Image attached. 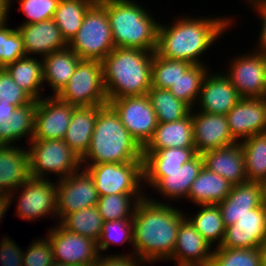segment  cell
<instances>
[{
    "instance_id": "obj_57",
    "label": "cell",
    "mask_w": 266,
    "mask_h": 266,
    "mask_svg": "<svg viewBox=\"0 0 266 266\" xmlns=\"http://www.w3.org/2000/svg\"><path fill=\"white\" fill-rule=\"evenodd\" d=\"M5 146V144L2 142L1 138H0V147Z\"/></svg>"
},
{
    "instance_id": "obj_43",
    "label": "cell",
    "mask_w": 266,
    "mask_h": 266,
    "mask_svg": "<svg viewBox=\"0 0 266 266\" xmlns=\"http://www.w3.org/2000/svg\"><path fill=\"white\" fill-rule=\"evenodd\" d=\"M130 242L133 245L132 219H121L117 221H105L103 223L101 236L97 242L98 251L104 252L109 249L110 244Z\"/></svg>"
},
{
    "instance_id": "obj_2",
    "label": "cell",
    "mask_w": 266,
    "mask_h": 266,
    "mask_svg": "<svg viewBox=\"0 0 266 266\" xmlns=\"http://www.w3.org/2000/svg\"><path fill=\"white\" fill-rule=\"evenodd\" d=\"M231 20L234 19L219 18V16L217 18L181 16L170 26L159 22L155 53L168 59L204 64L200 56L214 45L217 38L225 34L224 32L231 27Z\"/></svg>"
},
{
    "instance_id": "obj_38",
    "label": "cell",
    "mask_w": 266,
    "mask_h": 266,
    "mask_svg": "<svg viewBox=\"0 0 266 266\" xmlns=\"http://www.w3.org/2000/svg\"><path fill=\"white\" fill-rule=\"evenodd\" d=\"M207 67V68H206ZM209 66L192 64L180 78L169 88L170 92L179 100L196 111L203 79L208 74Z\"/></svg>"
},
{
    "instance_id": "obj_53",
    "label": "cell",
    "mask_w": 266,
    "mask_h": 266,
    "mask_svg": "<svg viewBox=\"0 0 266 266\" xmlns=\"http://www.w3.org/2000/svg\"><path fill=\"white\" fill-rule=\"evenodd\" d=\"M177 266H212L211 263H177Z\"/></svg>"
},
{
    "instance_id": "obj_56",
    "label": "cell",
    "mask_w": 266,
    "mask_h": 266,
    "mask_svg": "<svg viewBox=\"0 0 266 266\" xmlns=\"http://www.w3.org/2000/svg\"><path fill=\"white\" fill-rule=\"evenodd\" d=\"M51 266H71V265L54 262Z\"/></svg>"
},
{
    "instance_id": "obj_34",
    "label": "cell",
    "mask_w": 266,
    "mask_h": 266,
    "mask_svg": "<svg viewBox=\"0 0 266 266\" xmlns=\"http://www.w3.org/2000/svg\"><path fill=\"white\" fill-rule=\"evenodd\" d=\"M240 144L247 180L261 183L266 179V132L248 137Z\"/></svg>"
},
{
    "instance_id": "obj_14",
    "label": "cell",
    "mask_w": 266,
    "mask_h": 266,
    "mask_svg": "<svg viewBox=\"0 0 266 266\" xmlns=\"http://www.w3.org/2000/svg\"><path fill=\"white\" fill-rule=\"evenodd\" d=\"M57 224L54 228L50 227L51 230L46 235L53 249L54 262L71 266H91L100 255L97 242Z\"/></svg>"
},
{
    "instance_id": "obj_50",
    "label": "cell",
    "mask_w": 266,
    "mask_h": 266,
    "mask_svg": "<svg viewBox=\"0 0 266 266\" xmlns=\"http://www.w3.org/2000/svg\"><path fill=\"white\" fill-rule=\"evenodd\" d=\"M15 109L16 106L11 103H0V124L7 122Z\"/></svg>"
},
{
    "instance_id": "obj_42",
    "label": "cell",
    "mask_w": 266,
    "mask_h": 266,
    "mask_svg": "<svg viewBox=\"0 0 266 266\" xmlns=\"http://www.w3.org/2000/svg\"><path fill=\"white\" fill-rule=\"evenodd\" d=\"M6 23H0V68L26 57L19 31L16 28H9Z\"/></svg>"
},
{
    "instance_id": "obj_5",
    "label": "cell",
    "mask_w": 266,
    "mask_h": 266,
    "mask_svg": "<svg viewBox=\"0 0 266 266\" xmlns=\"http://www.w3.org/2000/svg\"><path fill=\"white\" fill-rule=\"evenodd\" d=\"M97 1L107 11L115 48L155 52L159 22L145 7L132 0Z\"/></svg>"
},
{
    "instance_id": "obj_37",
    "label": "cell",
    "mask_w": 266,
    "mask_h": 266,
    "mask_svg": "<svg viewBox=\"0 0 266 266\" xmlns=\"http://www.w3.org/2000/svg\"><path fill=\"white\" fill-rule=\"evenodd\" d=\"M145 196V194H111L100 196L96 207L104 222L132 219L138 202Z\"/></svg>"
},
{
    "instance_id": "obj_22",
    "label": "cell",
    "mask_w": 266,
    "mask_h": 266,
    "mask_svg": "<svg viewBox=\"0 0 266 266\" xmlns=\"http://www.w3.org/2000/svg\"><path fill=\"white\" fill-rule=\"evenodd\" d=\"M262 204L261 183L246 180L232 185L229 195L217 205L226 228L236 223L243 215L250 213L251 209L258 208Z\"/></svg>"
},
{
    "instance_id": "obj_36",
    "label": "cell",
    "mask_w": 266,
    "mask_h": 266,
    "mask_svg": "<svg viewBox=\"0 0 266 266\" xmlns=\"http://www.w3.org/2000/svg\"><path fill=\"white\" fill-rule=\"evenodd\" d=\"M147 95L156 113L158 123L178 121L191 112V108L177 99L169 89L151 87Z\"/></svg>"
},
{
    "instance_id": "obj_4",
    "label": "cell",
    "mask_w": 266,
    "mask_h": 266,
    "mask_svg": "<svg viewBox=\"0 0 266 266\" xmlns=\"http://www.w3.org/2000/svg\"><path fill=\"white\" fill-rule=\"evenodd\" d=\"M81 160L82 166L143 162V148L121 123L115 110L107 104L98 111L89 148Z\"/></svg>"
},
{
    "instance_id": "obj_40",
    "label": "cell",
    "mask_w": 266,
    "mask_h": 266,
    "mask_svg": "<svg viewBox=\"0 0 266 266\" xmlns=\"http://www.w3.org/2000/svg\"><path fill=\"white\" fill-rule=\"evenodd\" d=\"M192 64L184 60L161 57L154 52L151 87L169 89Z\"/></svg>"
},
{
    "instance_id": "obj_28",
    "label": "cell",
    "mask_w": 266,
    "mask_h": 266,
    "mask_svg": "<svg viewBox=\"0 0 266 266\" xmlns=\"http://www.w3.org/2000/svg\"><path fill=\"white\" fill-rule=\"evenodd\" d=\"M102 106L76 107L72 113L63 140L81 158L89 148L97 114Z\"/></svg>"
},
{
    "instance_id": "obj_6",
    "label": "cell",
    "mask_w": 266,
    "mask_h": 266,
    "mask_svg": "<svg viewBox=\"0 0 266 266\" xmlns=\"http://www.w3.org/2000/svg\"><path fill=\"white\" fill-rule=\"evenodd\" d=\"M68 47L81 59L102 61L114 48L106 9L96 1L86 12Z\"/></svg>"
},
{
    "instance_id": "obj_16",
    "label": "cell",
    "mask_w": 266,
    "mask_h": 266,
    "mask_svg": "<svg viewBox=\"0 0 266 266\" xmlns=\"http://www.w3.org/2000/svg\"><path fill=\"white\" fill-rule=\"evenodd\" d=\"M266 246V205L250 210L226 227L222 248H263Z\"/></svg>"
},
{
    "instance_id": "obj_29",
    "label": "cell",
    "mask_w": 266,
    "mask_h": 266,
    "mask_svg": "<svg viewBox=\"0 0 266 266\" xmlns=\"http://www.w3.org/2000/svg\"><path fill=\"white\" fill-rule=\"evenodd\" d=\"M195 148L191 112L178 121L158 123L152 138L143 149Z\"/></svg>"
},
{
    "instance_id": "obj_20",
    "label": "cell",
    "mask_w": 266,
    "mask_h": 266,
    "mask_svg": "<svg viewBox=\"0 0 266 266\" xmlns=\"http://www.w3.org/2000/svg\"><path fill=\"white\" fill-rule=\"evenodd\" d=\"M195 148L143 149L144 185L152 187L165 172H174L197 155Z\"/></svg>"
},
{
    "instance_id": "obj_1",
    "label": "cell",
    "mask_w": 266,
    "mask_h": 266,
    "mask_svg": "<svg viewBox=\"0 0 266 266\" xmlns=\"http://www.w3.org/2000/svg\"><path fill=\"white\" fill-rule=\"evenodd\" d=\"M146 194L136 206L133 224V254L147 263L165 262L171 257L180 223L186 214L178 207Z\"/></svg>"
},
{
    "instance_id": "obj_3",
    "label": "cell",
    "mask_w": 266,
    "mask_h": 266,
    "mask_svg": "<svg viewBox=\"0 0 266 266\" xmlns=\"http://www.w3.org/2000/svg\"><path fill=\"white\" fill-rule=\"evenodd\" d=\"M153 55L138 48H114L101 61L108 102L148 93Z\"/></svg>"
},
{
    "instance_id": "obj_33",
    "label": "cell",
    "mask_w": 266,
    "mask_h": 266,
    "mask_svg": "<svg viewBox=\"0 0 266 266\" xmlns=\"http://www.w3.org/2000/svg\"><path fill=\"white\" fill-rule=\"evenodd\" d=\"M97 0H60L53 20L67 43L77 34L88 9Z\"/></svg>"
},
{
    "instance_id": "obj_47",
    "label": "cell",
    "mask_w": 266,
    "mask_h": 266,
    "mask_svg": "<svg viewBox=\"0 0 266 266\" xmlns=\"http://www.w3.org/2000/svg\"><path fill=\"white\" fill-rule=\"evenodd\" d=\"M0 243V262L2 266H23V250L16 242L4 236Z\"/></svg>"
},
{
    "instance_id": "obj_54",
    "label": "cell",
    "mask_w": 266,
    "mask_h": 266,
    "mask_svg": "<svg viewBox=\"0 0 266 266\" xmlns=\"http://www.w3.org/2000/svg\"><path fill=\"white\" fill-rule=\"evenodd\" d=\"M261 186H262V199H263V203L266 205V179L261 182Z\"/></svg>"
},
{
    "instance_id": "obj_19",
    "label": "cell",
    "mask_w": 266,
    "mask_h": 266,
    "mask_svg": "<svg viewBox=\"0 0 266 266\" xmlns=\"http://www.w3.org/2000/svg\"><path fill=\"white\" fill-rule=\"evenodd\" d=\"M216 73V74H215ZM241 99L229 78L222 72L209 71L202 82L198 107L210 114L226 115Z\"/></svg>"
},
{
    "instance_id": "obj_13",
    "label": "cell",
    "mask_w": 266,
    "mask_h": 266,
    "mask_svg": "<svg viewBox=\"0 0 266 266\" xmlns=\"http://www.w3.org/2000/svg\"><path fill=\"white\" fill-rule=\"evenodd\" d=\"M56 180V214L61 222L67 215L96 206L99 196L92 176L84 169Z\"/></svg>"
},
{
    "instance_id": "obj_55",
    "label": "cell",
    "mask_w": 266,
    "mask_h": 266,
    "mask_svg": "<svg viewBox=\"0 0 266 266\" xmlns=\"http://www.w3.org/2000/svg\"><path fill=\"white\" fill-rule=\"evenodd\" d=\"M262 266H266V246L263 247V263Z\"/></svg>"
},
{
    "instance_id": "obj_21",
    "label": "cell",
    "mask_w": 266,
    "mask_h": 266,
    "mask_svg": "<svg viewBox=\"0 0 266 266\" xmlns=\"http://www.w3.org/2000/svg\"><path fill=\"white\" fill-rule=\"evenodd\" d=\"M24 43L26 56L40 55L41 59L52 52L68 47L53 19L21 25L16 28Z\"/></svg>"
},
{
    "instance_id": "obj_27",
    "label": "cell",
    "mask_w": 266,
    "mask_h": 266,
    "mask_svg": "<svg viewBox=\"0 0 266 266\" xmlns=\"http://www.w3.org/2000/svg\"><path fill=\"white\" fill-rule=\"evenodd\" d=\"M81 60L69 47L42 58L43 82L51 87L53 96H57L67 85Z\"/></svg>"
},
{
    "instance_id": "obj_18",
    "label": "cell",
    "mask_w": 266,
    "mask_h": 266,
    "mask_svg": "<svg viewBox=\"0 0 266 266\" xmlns=\"http://www.w3.org/2000/svg\"><path fill=\"white\" fill-rule=\"evenodd\" d=\"M232 137L241 142L266 132V97L241 98L226 114Z\"/></svg>"
},
{
    "instance_id": "obj_11",
    "label": "cell",
    "mask_w": 266,
    "mask_h": 266,
    "mask_svg": "<svg viewBox=\"0 0 266 266\" xmlns=\"http://www.w3.org/2000/svg\"><path fill=\"white\" fill-rule=\"evenodd\" d=\"M108 104L118 114L130 135L143 148L152 138L158 125L148 95L112 99Z\"/></svg>"
},
{
    "instance_id": "obj_52",
    "label": "cell",
    "mask_w": 266,
    "mask_h": 266,
    "mask_svg": "<svg viewBox=\"0 0 266 266\" xmlns=\"http://www.w3.org/2000/svg\"><path fill=\"white\" fill-rule=\"evenodd\" d=\"M10 206V201L8 199V196L6 195H0V221L1 219L4 217V215L7 213L6 211H8L7 209Z\"/></svg>"
},
{
    "instance_id": "obj_9",
    "label": "cell",
    "mask_w": 266,
    "mask_h": 266,
    "mask_svg": "<svg viewBox=\"0 0 266 266\" xmlns=\"http://www.w3.org/2000/svg\"><path fill=\"white\" fill-rule=\"evenodd\" d=\"M83 167L92 176L99 197L144 194L143 162L102 163Z\"/></svg>"
},
{
    "instance_id": "obj_32",
    "label": "cell",
    "mask_w": 266,
    "mask_h": 266,
    "mask_svg": "<svg viewBox=\"0 0 266 266\" xmlns=\"http://www.w3.org/2000/svg\"><path fill=\"white\" fill-rule=\"evenodd\" d=\"M36 109V100L27 105L16 107L10 119L0 124V138L5 145H13L23 137L29 139V142L32 140Z\"/></svg>"
},
{
    "instance_id": "obj_30",
    "label": "cell",
    "mask_w": 266,
    "mask_h": 266,
    "mask_svg": "<svg viewBox=\"0 0 266 266\" xmlns=\"http://www.w3.org/2000/svg\"><path fill=\"white\" fill-rule=\"evenodd\" d=\"M231 188L230 182L203 166L186 199L197 205H217L229 195Z\"/></svg>"
},
{
    "instance_id": "obj_10",
    "label": "cell",
    "mask_w": 266,
    "mask_h": 266,
    "mask_svg": "<svg viewBox=\"0 0 266 266\" xmlns=\"http://www.w3.org/2000/svg\"><path fill=\"white\" fill-rule=\"evenodd\" d=\"M56 187L57 182L30 177L18 189L9 194L8 199L11 205L15 200L13 197L15 194L17 195V191L21 190L16 205V216L21 219L32 221L49 215H53L52 218L57 219Z\"/></svg>"
},
{
    "instance_id": "obj_51",
    "label": "cell",
    "mask_w": 266,
    "mask_h": 266,
    "mask_svg": "<svg viewBox=\"0 0 266 266\" xmlns=\"http://www.w3.org/2000/svg\"><path fill=\"white\" fill-rule=\"evenodd\" d=\"M11 4L8 0H0V23L7 22Z\"/></svg>"
},
{
    "instance_id": "obj_48",
    "label": "cell",
    "mask_w": 266,
    "mask_h": 266,
    "mask_svg": "<svg viewBox=\"0 0 266 266\" xmlns=\"http://www.w3.org/2000/svg\"><path fill=\"white\" fill-rule=\"evenodd\" d=\"M103 253L99 255V257L95 260V262L91 266H142V263H145L142 259L137 257L136 255L126 253L123 254H112V255H104ZM105 256V257H104Z\"/></svg>"
},
{
    "instance_id": "obj_25",
    "label": "cell",
    "mask_w": 266,
    "mask_h": 266,
    "mask_svg": "<svg viewBox=\"0 0 266 266\" xmlns=\"http://www.w3.org/2000/svg\"><path fill=\"white\" fill-rule=\"evenodd\" d=\"M204 167L219 174L232 185L247 180L244 153L240 142L201 154Z\"/></svg>"
},
{
    "instance_id": "obj_46",
    "label": "cell",
    "mask_w": 266,
    "mask_h": 266,
    "mask_svg": "<svg viewBox=\"0 0 266 266\" xmlns=\"http://www.w3.org/2000/svg\"><path fill=\"white\" fill-rule=\"evenodd\" d=\"M36 240H33L24 252L23 266H51L54 263V257L49 239L46 237Z\"/></svg>"
},
{
    "instance_id": "obj_8",
    "label": "cell",
    "mask_w": 266,
    "mask_h": 266,
    "mask_svg": "<svg viewBox=\"0 0 266 266\" xmlns=\"http://www.w3.org/2000/svg\"><path fill=\"white\" fill-rule=\"evenodd\" d=\"M57 97L75 107L107 105L101 61L82 59Z\"/></svg>"
},
{
    "instance_id": "obj_17",
    "label": "cell",
    "mask_w": 266,
    "mask_h": 266,
    "mask_svg": "<svg viewBox=\"0 0 266 266\" xmlns=\"http://www.w3.org/2000/svg\"><path fill=\"white\" fill-rule=\"evenodd\" d=\"M196 112L191 109L193 142L197 153L203 154L237 143L230 133L226 115L198 112V109Z\"/></svg>"
},
{
    "instance_id": "obj_26",
    "label": "cell",
    "mask_w": 266,
    "mask_h": 266,
    "mask_svg": "<svg viewBox=\"0 0 266 266\" xmlns=\"http://www.w3.org/2000/svg\"><path fill=\"white\" fill-rule=\"evenodd\" d=\"M204 166L203 157L197 154L193 159L186 162L180 169L174 172H165V176L160 178L153 186L161 197L165 199H186L194 180L199 175Z\"/></svg>"
},
{
    "instance_id": "obj_12",
    "label": "cell",
    "mask_w": 266,
    "mask_h": 266,
    "mask_svg": "<svg viewBox=\"0 0 266 266\" xmlns=\"http://www.w3.org/2000/svg\"><path fill=\"white\" fill-rule=\"evenodd\" d=\"M224 73L241 98L266 97V53L258 50L231 60Z\"/></svg>"
},
{
    "instance_id": "obj_41",
    "label": "cell",
    "mask_w": 266,
    "mask_h": 266,
    "mask_svg": "<svg viewBox=\"0 0 266 266\" xmlns=\"http://www.w3.org/2000/svg\"><path fill=\"white\" fill-rule=\"evenodd\" d=\"M263 248L213 249L212 266H262Z\"/></svg>"
},
{
    "instance_id": "obj_35",
    "label": "cell",
    "mask_w": 266,
    "mask_h": 266,
    "mask_svg": "<svg viewBox=\"0 0 266 266\" xmlns=\"http://www.w3.org/2000/svg\"><path fill=\"white\" fill-rule=\"evenodd\" d=\"M200 210L193 217L186 218L191 222L195 229L203 238L213 247H220L224 234L225 226L221 215L220 208L215 204L199 205Z\"/></svg>"
},
{
    "instance_id": "obj_24",
    "label": "cell",
    "mask_w": 266,
    "mask_h": 266,
    "mask_svg": "<svg viewBox=\"0 0 266 266\" xmlns=\"http://www.w3.org/2000/svg\"><path fill=\"white\" fill-rule=\"evenodd\" d=\"M203 236L185 218L179 225L175 249L168 259L176 263H211L213 250Z\"/></svg>"
},
{
    "instance_id": "obj_31",
    "label": "cell",
    "mask_w": 266,
    "mask_h": 266,
    "mask_svg": "<svg viewBox=\"0 0 266 266\" xmlns=\"http://www.w3.org/2000/svg\"><path fill=\"white\" fill-rule=\"evenodd\" d=\"M5 69L15 83L21 87L33 100H40L43 82L42 59L26 56L8 64Z\"/></svg>"
},
{
    "instance_id": "obj_49",
    "label": "cell",
    "mask_w": 266,
    "mask_h": 266,
    "mask_svg": "<svg viewBox=\"0 0 266 266\" xmlns=\"http://www.w3.org/2000/svg\"><path fill=\"white\" fill-rule=\"evenodd\" d=\"M248 4L251 3L252 10L257 11L258 17L261 18L262 27L260 28L261 32L259 33V42L256 47V50L266 53V0H247ZM250 2V3H249Z\"/></svg>"
},
{
    "instance_id": "obj_39",
    "label": "cell",
    "mask_w": 266,
    "mask_h": 266,
    "mask_svg": "<svg viewBox=\"0 0 266 266\" xmlns=\"http://www.w3.org/2000/svg\"><path fill=\"white\" fill-rule=\"evenodd\" d=\"M59 223L70 232L98 242L104 221L97 207L92 206L67 215Z\"/></svg>"
},
{
    "instance_id": "obj_23",
    "label": "cell",
    "mask_w": 266,
    "mask_h": 266,
    "mask_svg": "<svg viewBox=\"0 0 266 266\" xmlns=\"http://www.w3.org/2000/svg\"><path fill=\"white\" fill-rule=\"evenodd\" d=\"M16 146L0 147V195L8 196L31 177L28 148Z\"/></svg>"
},
{
    "instance_id": "obj_15",
    "label": "cell",
    "mask_w": 266,
    "mask_h": 266,
    "mask_svg": "<svg viewBox=\"0 0 266 266\" xmlns=\"http://www.w3.org/2000/svg\"><path fill=\"white\" fill-rule=\"evenodd\" d=\"M75 108L53 95L38 100L32 140H63Z\"/></svg>"
},
{
    "instance_id": "obj_44",
    "label": "cell",
    "mask_w": 266,
    "mask_h": 266,
    "mask_svg": "<svg viewBox=\"0 0 266 266\" xmlns=\"http://www.w3.org/2000/svg\"><path fill=\"white\" fill-rule=\"evenodd\" d=\"M19 11L23 12L27 19L22 25L38 23L53 19L60 0H16Z\"/></svg>"
},
{
    "instance_id": "obj_7",
    "label": "cell",
    "mask_w": 266,
    "mask_h": 266,
    "mask_svg": "<svg viewBox=\"0 0 266 266\" xmlns=\"http://www.w3.org/2000/svg\"><path fill=\"white\" fill-rule=\"evenodd\" d=\"M28 152L32 178L49 179L51 173L60 180L83 168L81 157L64 140H31Z\"/></svg>"
},
{
    "instance_id": "obj_45",
    "label": "cell",
    "mask_w": 266,
    "mask_h": 266,
    "mask_svg": "<svg viewBox=\"0 0 266 266\" xmlns=\"http://www.w3.org/2000/svg\"><path fill=\"white\" fill-rule=\"evenodd\" d=\"M33 99L12 79L5 68H0V103H11L21 107L31 103Z\"/></svg>"
}]
</instances>
